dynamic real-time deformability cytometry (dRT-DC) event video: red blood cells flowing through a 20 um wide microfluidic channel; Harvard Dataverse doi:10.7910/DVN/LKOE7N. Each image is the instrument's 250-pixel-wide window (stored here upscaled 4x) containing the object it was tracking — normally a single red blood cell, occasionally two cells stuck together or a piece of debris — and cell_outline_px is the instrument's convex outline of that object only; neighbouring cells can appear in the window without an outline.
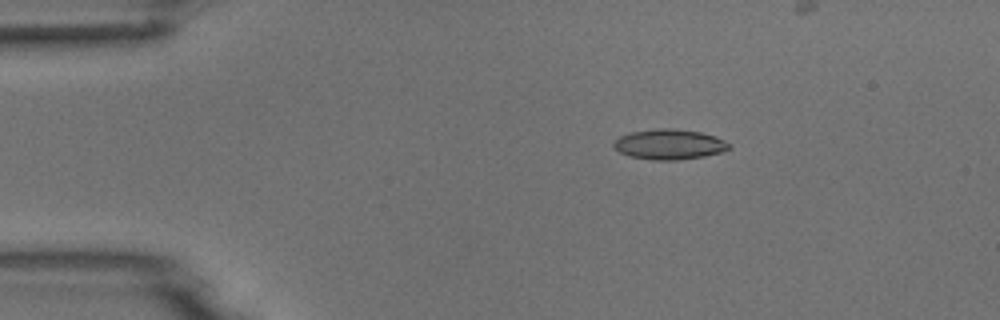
{"species": "common noctule bat (a hibernating species)", "species_latin": "Nyctalus noctula", "temperature_condition": "room temperature", "stored_images_in_passage": 6, "camera_frame_rate_fps": 3000, "um_per_image_px": 0.085, "animal": {"sex": "male", "body_mass_g": 18.8}, "frame": {"image": 1, "passage_image": 3, "time_ms": 2.333, "image_size_px": [1000, 320], "cell_outline_px": [[732, 148], [724, 152], [704, 156], [676, 160], [652, 160], [628, 156], [620, 152], [612, 144], [620, 136], [632, 132], [660, 128], [672, 128], [700, 132], [724, 140], [732, 144]], "centroid_in_image_um": [56.93, 12.28], "position_along_channel_um": 28.1, "area_um2": 20.29}}
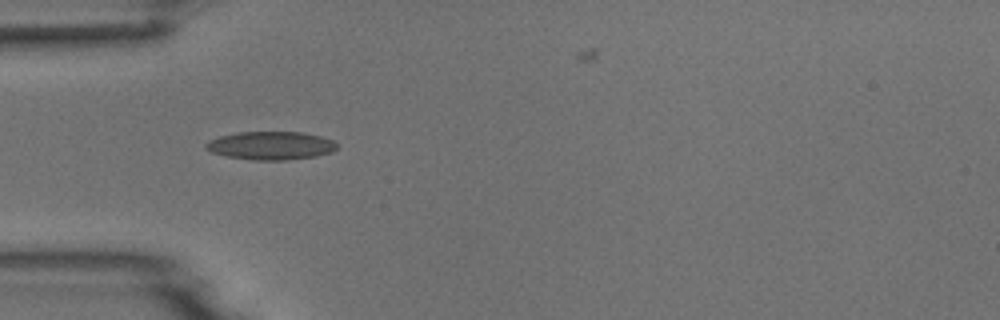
{"frame": {"image": 2, "passage_image": 5, "time_ms": 4.667, "image_size_px": [1000, 320], "cell_outline_px": [[336, 148], [332, 152], [316, 156], [284, 160], [252, 160], [224, 156], [212, 152], [204, 148], [204, 144], [208, 140], [220, 136], [236, 132], [300, 132], [320, 136], [332, 140], [336, 144]], "centroid_in_image_um": [22.96, 12.38], "position_along_channel_um": 62.0, "area_um2": 21.62}}